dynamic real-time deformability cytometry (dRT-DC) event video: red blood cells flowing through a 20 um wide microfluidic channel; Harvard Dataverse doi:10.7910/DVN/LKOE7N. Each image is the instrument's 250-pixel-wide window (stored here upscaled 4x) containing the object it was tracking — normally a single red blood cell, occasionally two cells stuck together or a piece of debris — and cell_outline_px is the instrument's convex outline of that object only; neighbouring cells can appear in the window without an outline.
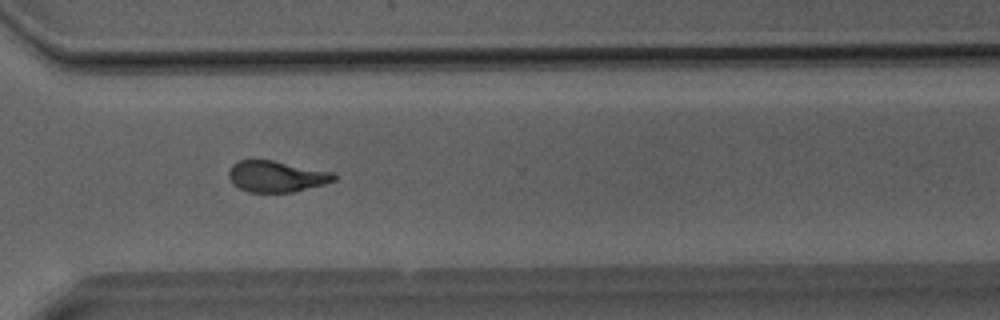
{"species": "Egyptian fruit bat (a non-hibernating species)", "species_latin": "Rousettus aegyptiacus", "temperature_condition": "room temperature", "stored_images_in_passage": 31, "camera_frame_rate_fps": 3000, "um_per_image_px": 0.085, "animal": {"sex": "male"}, "frame": {"image": 1, "passage_image": 22, "time_ms": 7.0, "image_size_px": [1000, 320], "cell_outline_px": [[336, 180], [324, 184], [292, 192], [248, 192], [232, 184], [228, 176], [228, 172], [232, 164], [240, 160], [272, 160], [336, 172]], "centroid_in_image_um": [23.51, 14.99], "position_along_channel_um": 347.1, "area_um2": 19.25}}
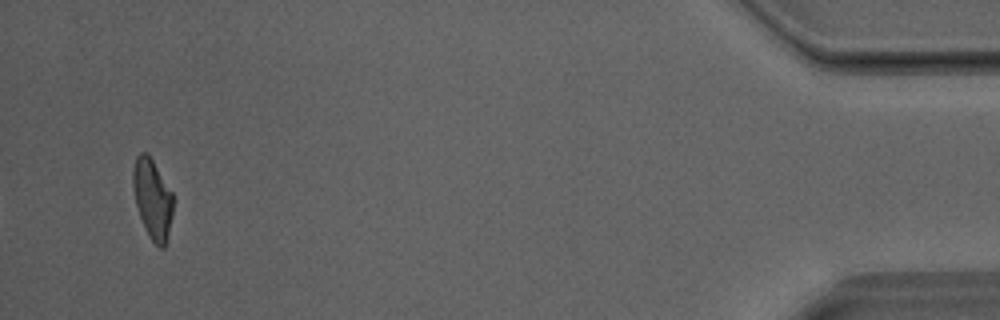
{"frame": {"image": 2, "passage_image": 31, "time_ms": 10.0, "image_size_px": [1000, 320], "cell_outline_px": [[172, 216], [164, 248], [160, 248], [152, 240], [140, 216], [136, 204], [132, 184], [132, 172], [136, 156], [140, 152], [144, 152], [152, 160], [172, 192]], "centroid_in_image_um": [12.94, 16.87], "position_along_channel_um": 422.3, "area_um2": 18.09}}